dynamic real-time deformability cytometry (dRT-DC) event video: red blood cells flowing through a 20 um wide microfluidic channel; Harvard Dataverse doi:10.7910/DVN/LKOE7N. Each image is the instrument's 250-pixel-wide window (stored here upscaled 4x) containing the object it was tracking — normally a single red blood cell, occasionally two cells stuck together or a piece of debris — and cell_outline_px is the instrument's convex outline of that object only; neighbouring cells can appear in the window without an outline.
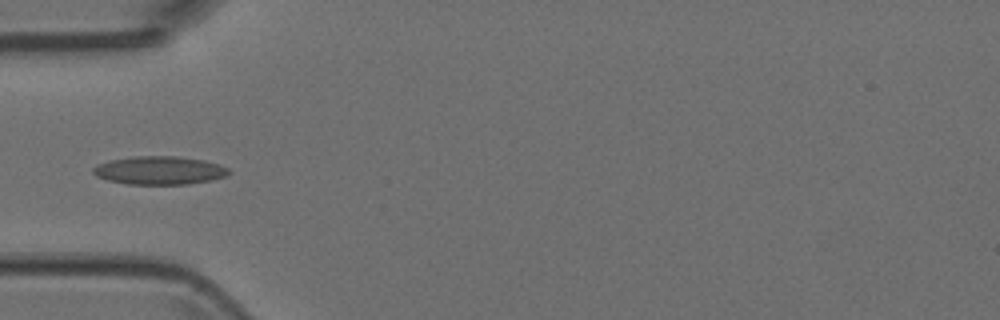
{"species": "Egyptian fruit bat (a non-hibernating species)", "species_latin": "Rousettus aegyptiacus", "temperature_condition": "room temperature", "stored_images_in_passage": 5, "camera_frame_rate_fps": 3000, "um_per_image_px": 0.085, "animal": {"sex": "female"}, "frame": {"image": 1, "passage_image": 2, "time_ms": 0.333, "image_size_px": [1000, 320], "cell_outline_px": [[232, 172], [228, 176], [212, 180], [188, 184], [128, 184], [108, 180], [96, 176], [92, 172], [92, 168], [96, 164], [108, 160], [132, 156], [176, 156], [204, 160], [220, 164], [228, 168]], "centroid_in_image_um": [13.56, 14.48], "position_along_channel_um": 71.4, "area_um2": 22.66}}
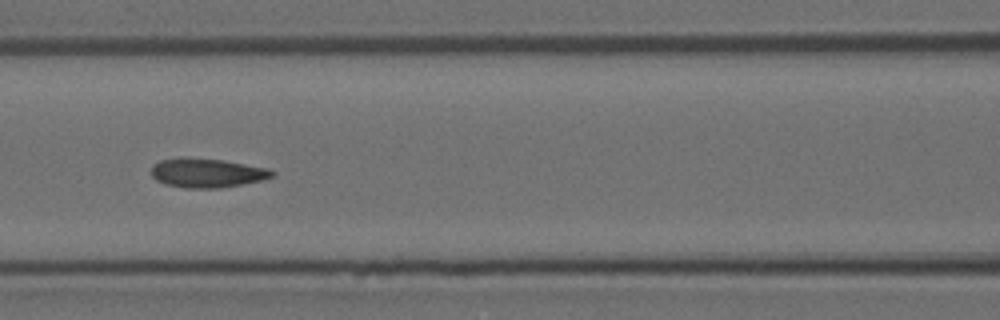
{"frame": {"image": 2, "passage_image": 4, "time_ms": 1.0, "image_size_px": [1000, 320], "cell_outline_px": [[276, 176], [260, 180], [220, 188], [184, 188], [164, 184], [156, 180], [152, 176], [152, 164], [160, 160], [224, 160], [268, 168], [276, 172]], "centroid_in_image_um": [17.64, 14.74], "position_along_channel_um": 149.0, "area_um2": 19.88}}
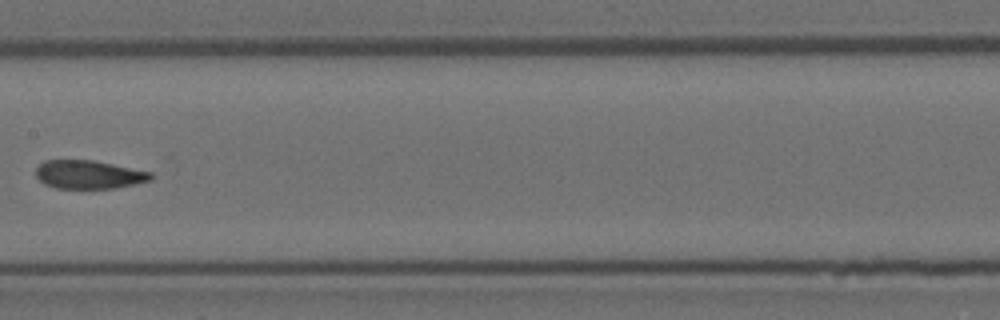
{"frame": {"image": 3, "passage_image": 5, "time_ms": 1.333, "image_size_px": [1000, 320], "cell_outline_px": [[156, 176], [152, 180], [116, 188], [56, 188], [44, 184], [36, 176], [36, 168], [44, 160], [92, 160], [152, 172]], "centroid_in_image_um": [7.57, 14.84], "position_along_channel_um": 199.8, "area_um2": 19.07}}